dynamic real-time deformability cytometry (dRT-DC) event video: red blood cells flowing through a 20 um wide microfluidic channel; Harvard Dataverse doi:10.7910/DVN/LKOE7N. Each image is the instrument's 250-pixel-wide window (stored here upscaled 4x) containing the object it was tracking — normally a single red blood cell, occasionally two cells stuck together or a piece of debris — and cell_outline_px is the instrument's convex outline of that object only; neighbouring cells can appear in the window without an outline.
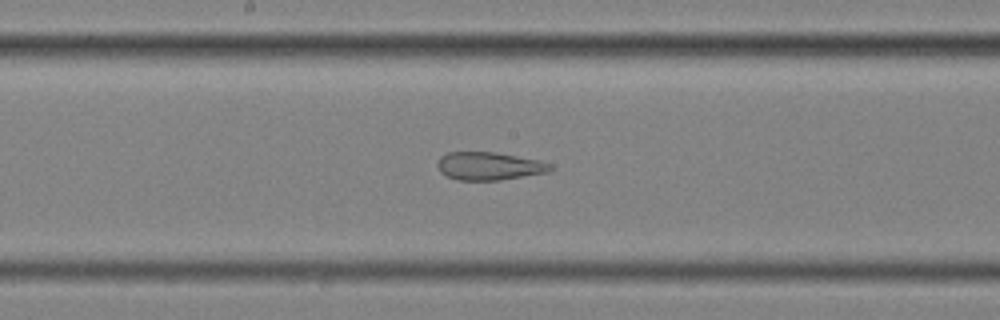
{"species": "common noctule bat (a hibernating species)", "species_latin": "Nyctalus noctula", "temperature_condition": "cold", "stored_images_in_passage": 55, "segment_of_instrument_passage": [2, 2], "camera_frame_rate_fps": 3000, "um_per_image_px": 0.085, "animal": {"sex": "female", "body_mass_g": 25.1}, "frame": {"image": 1, "passage_image": 28, "time_ms": 9.0, "image_size_px": [1000, 320], "cell_outline_px": [[552, 168], [548, 172], [500, 180], [456, 180], [444, 176], [440, 172], [436, 164], [440, 156], [448, 152], [496, 152], [540, 160], [552, 164]], "centroid_in_image_um": [41.54, 14.11], "position_along_channel_um": 206.7, "area_um2": 18.61}}
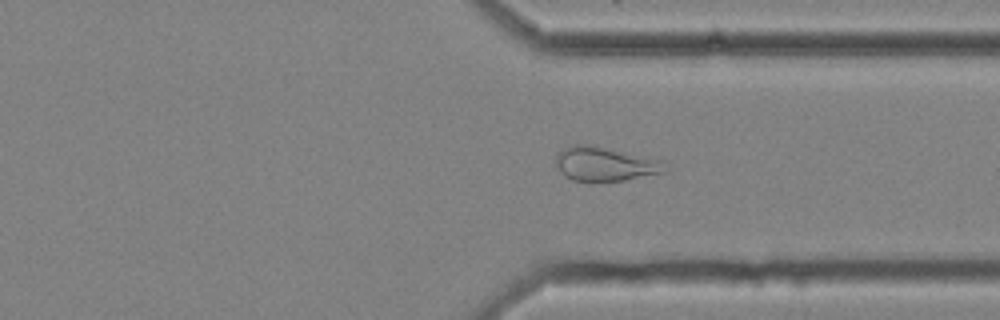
{"frame": {"image": 2, "passage_image": 41, "time_ms": 13.333, "image_size_px": [1000, 320], "cell_outline_px": [[668, 168], [664, 172], [624, 180], [592, 184], [572, 180], [564, 176], [560, 172], [556, 164], [556, 152], [572, 144], [592, 144], [664, 160]], "centroid_in_image_um": [51.4, 13.95], "position_along_channel_um": 360.0, "area_um2": 22.6}}
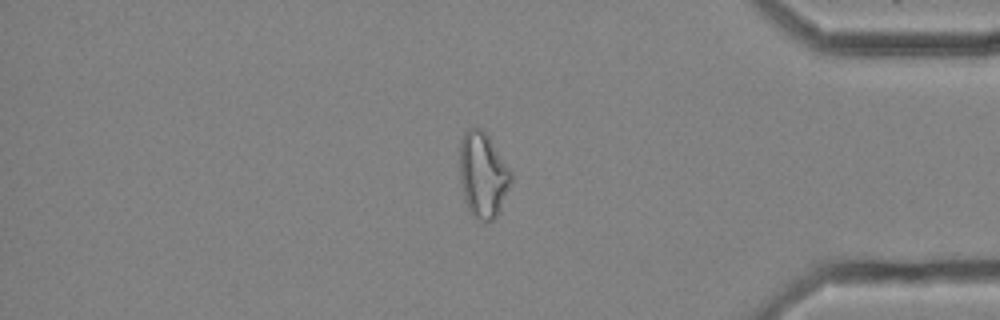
{"frame": {"image": 3, "passage_image": 46, "time_ms": 15.0, "image_size_px": [1000, 320], "cell_outline_px": [[512, 184], [496, 216], [492, 220], [480, 220], [472, 216], [464, 200], [460, 180], [460, 140], [464, 132], [468, 128], [480, 128], [488, 136], [512, 172]], "centroid_in_image_um": [41.04, 14.86], "position_along_channel_um": 394.2, "area_um2": 25.49}}